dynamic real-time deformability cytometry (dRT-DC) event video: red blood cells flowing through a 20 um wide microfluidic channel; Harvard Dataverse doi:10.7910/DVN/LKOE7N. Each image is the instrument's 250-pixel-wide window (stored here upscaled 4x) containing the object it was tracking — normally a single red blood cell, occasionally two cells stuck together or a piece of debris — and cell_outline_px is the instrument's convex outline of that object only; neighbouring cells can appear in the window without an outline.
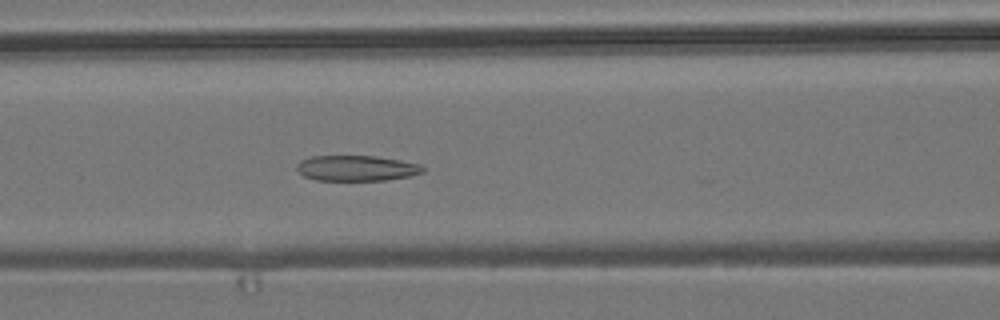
{"species": "common noctule bat (a hibernating species)", "species_latin": "Nyctalus noctula", "temperature_condition": "room temperature", "stored_images_in_passage": 21, "camera_frame_rate_fps": 3000, "um_per_image_px": 0.085, "animal": {"sex": "male", "body_mass_g": 19.2, "forearm_length_mm": 51.8}, "frame": {"image": 1, "passage_image": 15, "time_ms": 4.667, "image_size_px": [1000, 320], "cell_outline_px": [[424, 172], [408, 176], [384, 180], [316, 180], [304, 176], [296, 168], [296, 164], [300, 160], [312, 156], [376, 156], [400, 160], [420, 164], [424, 168]], "centroid_in_image_um": [30.29, 14.29], "position_along_channel_um": 136.3, "area_um2": 18.67}}
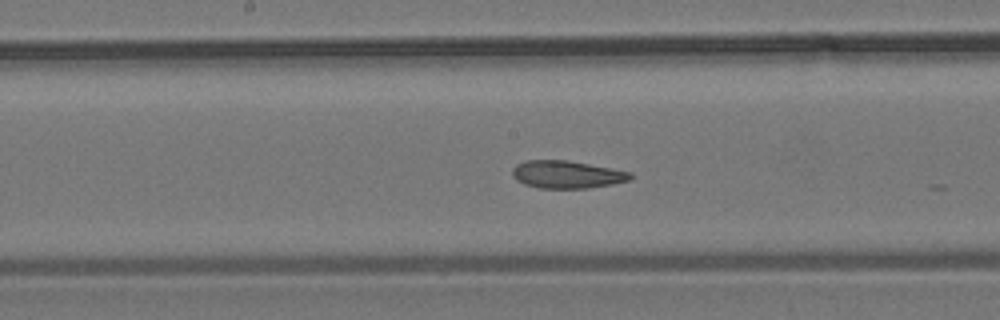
{"frame": {"image": 2, "passage_image": 20, "time_ms": 6.333, "image_size_px": [1000, 320], "cell_outline_px": [[632, 176], [628, 180], [612, 184], [588, 188], [540, 188], [524, 184], [516, 180], [512, 176], [512, 168], [516, 164], [524, 160], [568, 160], [612, 168], [632, 172]], "centroid_in_image_um": [48.15, 14.82], "position_along_channel_um": 200.1, "area_um2": 19.07}}